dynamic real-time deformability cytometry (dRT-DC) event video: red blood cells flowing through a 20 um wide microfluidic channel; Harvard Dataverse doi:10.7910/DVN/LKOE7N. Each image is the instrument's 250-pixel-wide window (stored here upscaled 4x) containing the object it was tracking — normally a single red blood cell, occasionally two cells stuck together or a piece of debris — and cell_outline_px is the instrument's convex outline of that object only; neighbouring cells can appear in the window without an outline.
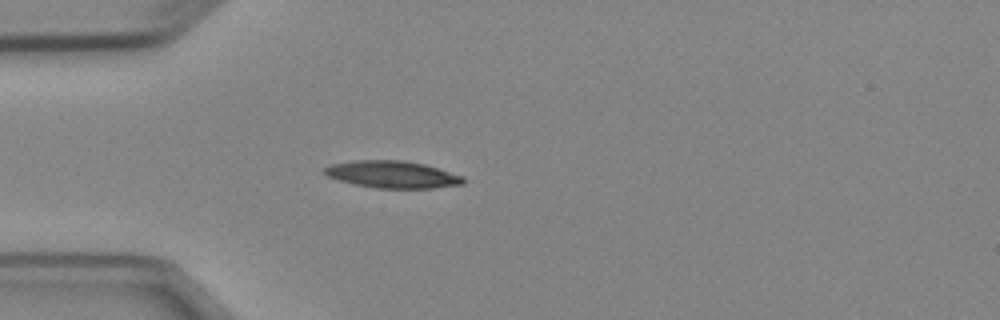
{"species": "Egyptian fruit bat (a non-hibernating species)", "species_latin": "Rousettus aegyptiacus", "temperature_condition": "cold", "stored_images_in_passage": 4, "camera_frame_rate_fps": 3000, "um_per_image_px": 0.085, "animal": {"sex": "female"}, "frame": {"image": 1, "passage_image": 4, "time_ms": 3.667, "image_size_px": [1000, 320], "cell_outline_px": [[464, 184], [432, 188], [376, 188], [356, 184], [340, 180], [328, 176], [324, 172], [324, 168], [332, 164], [356, 160], [404, 160], [424, 164], [464, 176]], "centroid_in_image_um": [33.38, 14.82], "position_along_channel_um": 51.6, "area_um2": 21.73}}